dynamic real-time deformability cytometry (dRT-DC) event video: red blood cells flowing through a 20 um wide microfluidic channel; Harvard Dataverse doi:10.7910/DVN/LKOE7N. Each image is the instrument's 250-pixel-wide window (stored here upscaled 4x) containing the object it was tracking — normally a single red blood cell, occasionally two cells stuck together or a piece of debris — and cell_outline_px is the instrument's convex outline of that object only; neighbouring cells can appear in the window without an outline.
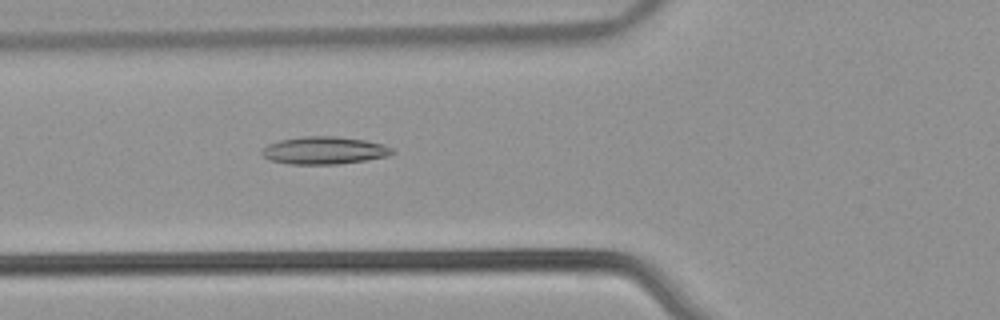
{"species": "common noctule bat (a hibernating species)", "species_latin": "Nyctalus noctula", "temperature_condition": "warm", "stored_images_in_passage": 53, "camera_frame_rate_fps": 3000, "um_per_image_px": 0.085, "animal": {"sex": "male", "body_mass_g": 21.5, "forearm_length_mm": 52.0}, "frame": {"image": 1, "passage_image": 20, "time_ms": 6.333, "image_size_px": [1000, 320], "cell_outline_px": [[396, 152], [388, 156], [340, 164], [288, 164], [268, 160], [260, 152], [268, 144], [280, 140], [304, 136], [336, 136], [364, 140], [384, 144], [392, 148]], "centroid_in_image_um": [27.56, 12.79], "position_along_channel_um": 98.2, "area_um2": 20.98}}
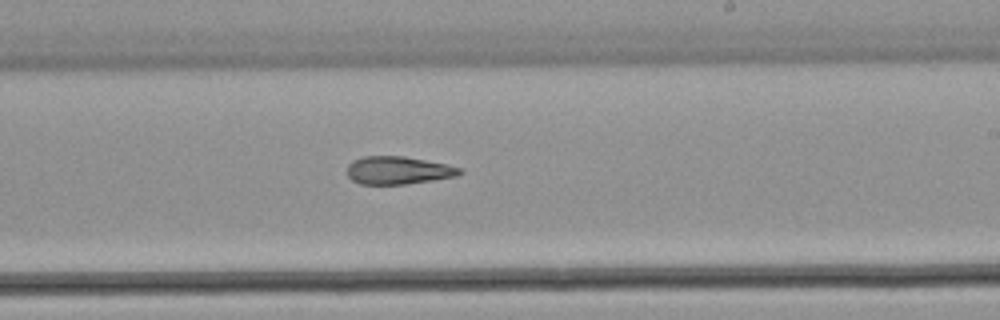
{"frame": {"image": 2, "passage_image": 32, "time_ms": 10.333, "image_size_px": [1000, 320], "cell_outline_px": [[464, 172], [456, 176], [432, 180], [404, 184], [360, 184], [352, 180], [348, 176], [348, 164], [352, 160], [364, 156], [404, 156], [448, 164], [460, 168]], "centroid_in_image_um": [33.84, 14.47], "position_along_channel_um": 255.2, "area_um2": 18.26}}
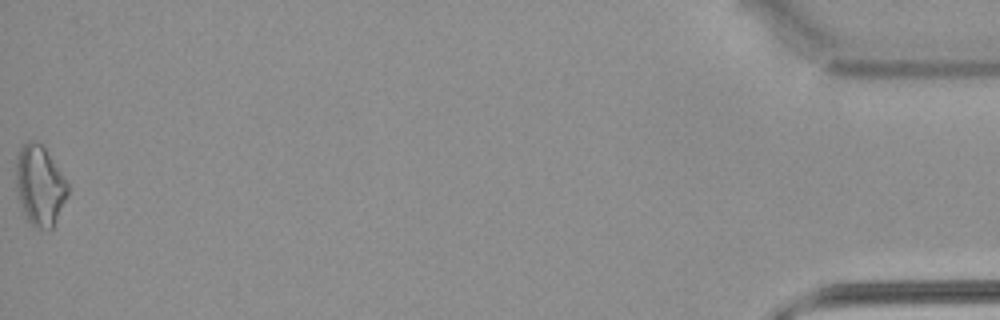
{"frame": {"image": 3, "passage_image": 53, "time_ms": 17.333, "image_size_px": [1000, 320], "cell_outline_px": [[68, 196], [52, 228], [36, 228], [28, 220], [24, 212], [16, 188], [16, 156], [20, 148], [28, 140], [32, 140], [40, 144], [44, 148], [68, 184]], "centroid_in_image_um": [3.37, 15.76], "position_along_channel_um": 431.8, "area_um2": 23.64}, "authors_computed_cell_mechanics": {"area_um2": 20.0566, "velocity_mm_per_s": 3.9231, "shape_relaxation_time_tau1_ms": null, "shape_relaxation_time_tau2_ms": 6.9647, "deformation_change_tau1": null, "deformation_change_tau2": 0.1861}}